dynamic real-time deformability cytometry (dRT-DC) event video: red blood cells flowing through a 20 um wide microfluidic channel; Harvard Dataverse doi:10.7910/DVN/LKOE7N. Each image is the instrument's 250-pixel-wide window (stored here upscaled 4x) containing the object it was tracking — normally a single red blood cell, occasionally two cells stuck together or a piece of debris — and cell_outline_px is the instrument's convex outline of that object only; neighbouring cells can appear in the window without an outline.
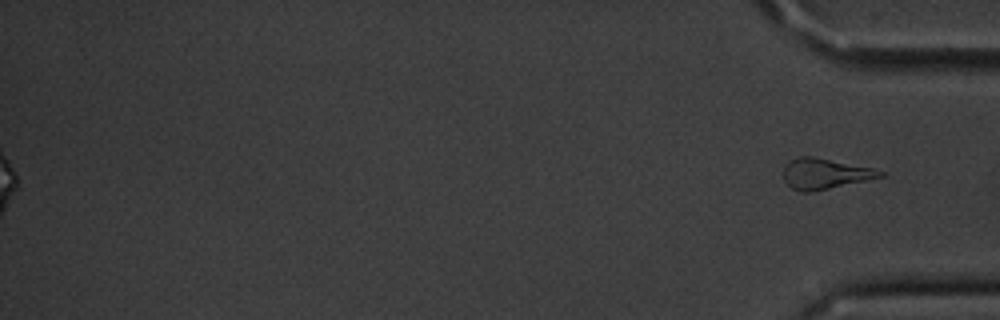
{"species": "common noctule bat (a hibernating species)", "species_latin": "Nyctalus noctula", "temperature_condition": "cold", "stored_images_in_passage": 56, "segment_of_instrument_passage": [2, 2], "camera_frame_rate_fps": 3000, "um_per_image_px": 0.085, "animal": {"sex": "male", "body_mass_g": 20.1, "forearm_length_mm": 53.5}, "frame": {"image": 1, "passage_image": 56, "time_ms": 18.333, "image_size_px": [1000, 320], "cell_outline_px": [[884, 176], [868, 180], [808, 192], [800, 192], [792, 188], [784, 180], [784, 164], [788, 160], [796, 156], [812, 156], [872, 168], [884, 172]], "centroid_in_image_um": [70.06, 14.75], "position_along_channel_um": 365.1, "area_um2": 17.11}}